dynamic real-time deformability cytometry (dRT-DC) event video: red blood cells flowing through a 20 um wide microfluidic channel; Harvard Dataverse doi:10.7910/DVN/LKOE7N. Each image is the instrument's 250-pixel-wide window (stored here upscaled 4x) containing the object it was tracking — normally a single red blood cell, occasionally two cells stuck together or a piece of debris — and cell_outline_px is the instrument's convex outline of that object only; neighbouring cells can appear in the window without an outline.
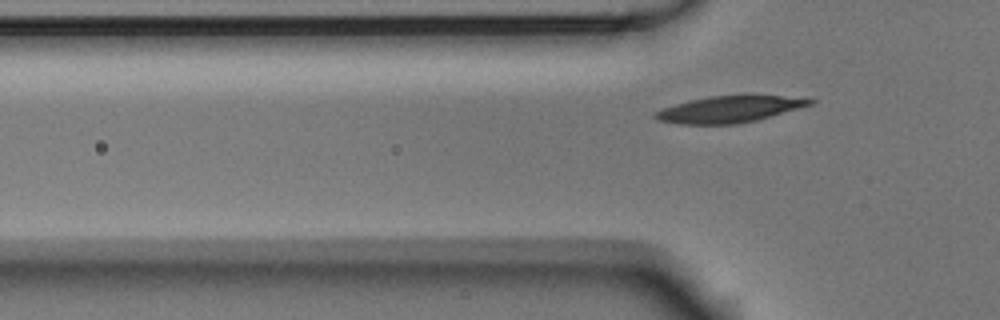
{"species": "Egyptian fruit bat (a non-hibernating species)", "species_latin": "Rousettus aegyptiacus", "temperature_condition": "room temperature", "stored_images_in_passage": 6, "segment_of_instrument_passage": [2, 2], "camera_frame_rate_fps": 3000, "um_per_image_px": 0.085, "animal": {"sex": "male"}, "frame": {"image": 1, "passage_image": 6, "time_ms": 1.667, "image_size_px": [1000, 320], "cell_outline_px": [[816, 100], [812, 104], [756, 120], [736, 124], [680, 124], [656, 120], [652, 116], [656, 112], [664, 108], [688, 100], [708, 96], [744, 92], [808, 96]], "centroid_in_image_um": [62.14, 9.21], "position_along_channel_um": 63.7, "area_um2": 25.2}}